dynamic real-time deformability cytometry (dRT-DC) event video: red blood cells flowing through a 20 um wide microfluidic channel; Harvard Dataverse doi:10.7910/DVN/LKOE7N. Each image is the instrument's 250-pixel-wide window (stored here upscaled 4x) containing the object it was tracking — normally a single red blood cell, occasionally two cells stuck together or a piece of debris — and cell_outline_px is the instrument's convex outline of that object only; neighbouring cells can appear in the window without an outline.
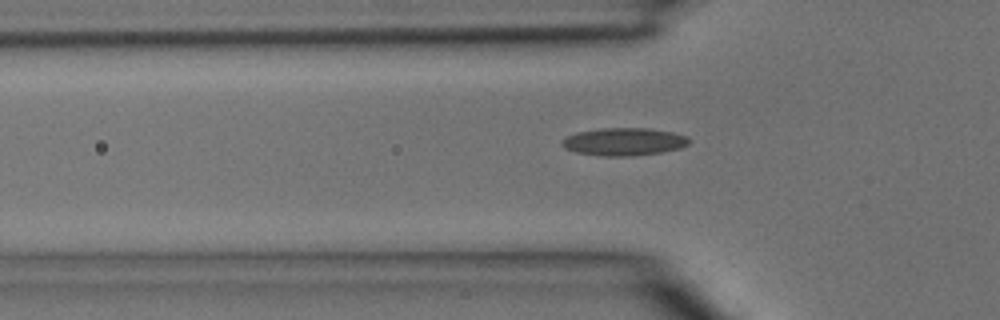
{"species": "common noctule bat (a hibernating species)", "species_latin": "Nyctalus noctula", "temperature_condition": "room temperature", "stored_images_in_passage": 5, "camera_frame_rate_fps": 3000, "um_per_image_px": 0.085, "animal": {"sex": "male", "body_mass_g": 15.6}, "frame": {"image": 1, "passage_image": 5, "time_ms": 1.333, "image_size_px": [1000, 320], "cell_outline_px": [[692, 140], [688, 144], [680, 148], [660, 152], [632, 156], [600, 156], [576, 152], [564, 148], [560, 144], [560, 140], [576, 132], [604, 128], [648, 128], [672, 132], [688, 136]], "centroid_in_image_um": [53.03, 12.04], "position_along_channel_um": 72.8, "area_um2": 20.63}}